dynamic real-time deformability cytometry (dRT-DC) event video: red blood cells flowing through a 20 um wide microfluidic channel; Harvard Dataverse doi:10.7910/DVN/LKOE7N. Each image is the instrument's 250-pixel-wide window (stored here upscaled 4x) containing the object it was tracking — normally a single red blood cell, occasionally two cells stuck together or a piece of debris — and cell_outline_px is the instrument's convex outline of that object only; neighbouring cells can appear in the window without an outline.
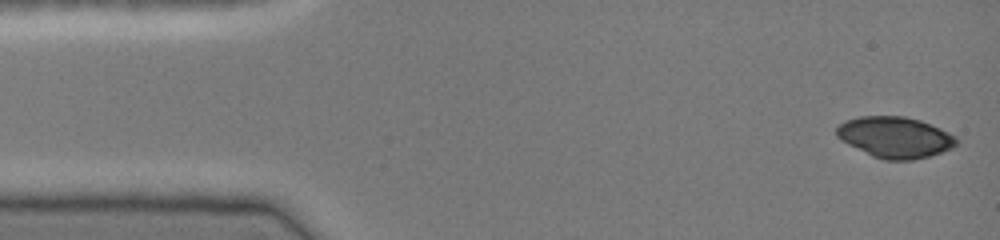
{"species": "common noctule bat (a hibernating species)", "species_latin": "Nyctalus noctula", "temperature_condition": "cold", "stored_images_in_passage": 45, "camera_frame_rate_fps": 3000, "um_per_image_px": 0.085, "animal": {"sex": "female", "body_mass_g": 19.0, "forearm_length_mm": 51.5}, "frame": {"image": 1, "passage_image": 1, "time_ms": 0.0, "image_size_px": [1000, 240], "cell_outline_px": [[960, 140], [952, 148], [928, 156], [912, 160], [884, 160], [872, 156], [840, 140], [836, 136], [836, 128], [844, 120], [860, 116], [904, 116], [920, 120], [940, 128], [956, 136]], "centroid_in_image_um": [76.07, 11.66], "position_along_channel_um": 8.9, "area_um2": 28.73}}
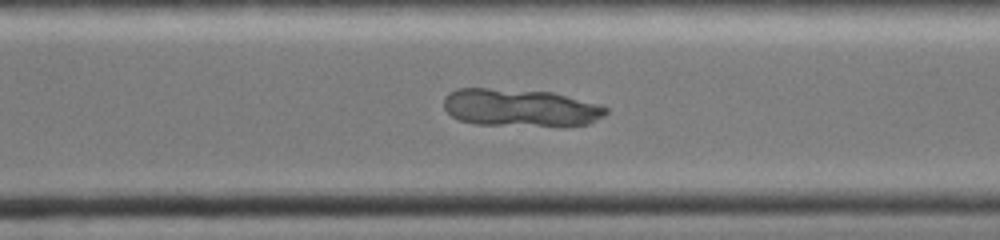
{"frame": {"image": 2, "passage_image": 32, "time_ms": 10.333, "image_size_px": [1000, 240], "cell_outline_px": [[608, 112], [604, 116], [588, 124], [476, 124], [460, 120], [452, 116], [444, 108], [444, 96], [448, 92], [456, 88], [488, 88], [552, 92], [600, 104], [608, 108]], "centroid_in_image_um": [44.18, 9.12], "position_along_channel_um": 326.4, "area_um2": 34.91}}